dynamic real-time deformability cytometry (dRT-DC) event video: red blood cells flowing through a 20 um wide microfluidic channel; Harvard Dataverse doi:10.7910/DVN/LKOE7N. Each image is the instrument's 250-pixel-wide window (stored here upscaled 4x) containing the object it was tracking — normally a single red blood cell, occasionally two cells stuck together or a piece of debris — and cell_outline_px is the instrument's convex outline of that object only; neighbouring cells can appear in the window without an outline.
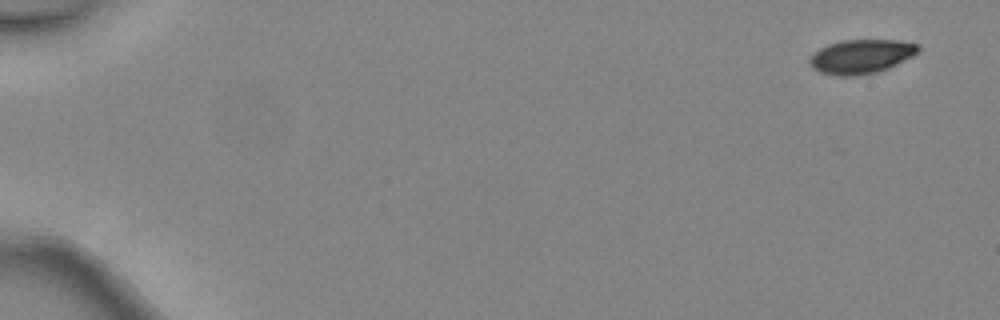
{"species": "common noctule bat (a hibernating species)", "species_latin": "Nyctalus noctula", "temperature_condition": "warm", "stored_images_in_passage": 6, "camera_frame_rate_fps": 3000, "um_per_image_px": 0.085, "animal": {"sex": "female", "body_mass_g": 24.6, "forearm_length_mm": 56.2}, "frame": {"image": 1, "passage_image": 1, "time_ms": 0.0, "image_size_px": [1000, 320], "cell_outline_px": [[920, 48], [912, 56], [888, 68], [876, 72], [856, 76], [840, 76], [820, 72], [812, 68], [808, 64], [808, 60], [812, 52], [828, 44], [840, 40], [896, 40], [920, 44]], "centroid_in_image_um": [73.14, 4.8], "position_along_channel_um": 11.9, "area_um2": 21.68}}
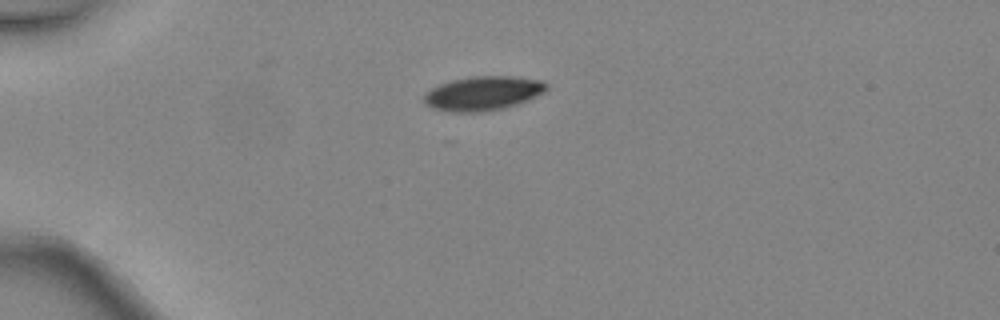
{"frame": {"image": 2, "passage_image": 4, "time_ms": 1.0, "image_size_px": [1000, 320], "cell_outline_px": [[548, 88], [544, 92], [516, 104], [504, 108], [480, 112], [452, 112], [432, 108], [424, 104], [424, 92], [440, 84], [452, 80], [472, 76], [512, 76], [544, 80], [548, 84]], "centroid_in_image_um": [41.04, 7.93], "position_along_channel_um": 44.0, "area_um2": 24.45}}
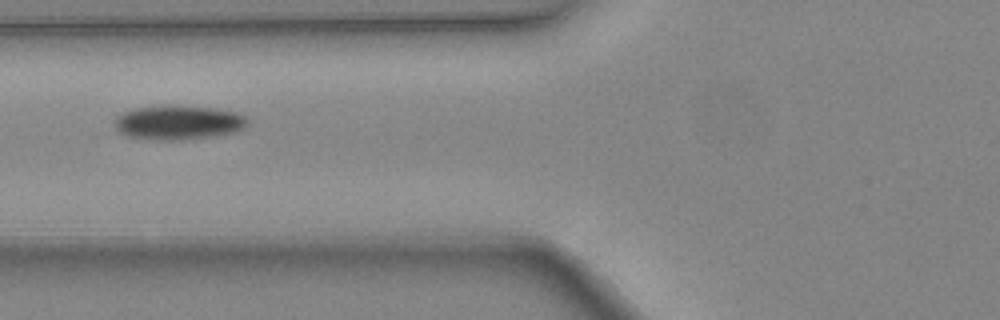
{"frame": {"image": 3, "passage_image": 6, "time_ms": 1.667, "image_size_px": [1000, 320], "cell_outline_px": [[248, 124], [244, 128], [236, 132], [212, 136], [180, 140], [152, 140], [128, 136], [116, 132], [112, 120], [116, 116], [124, 112], [136, 108], [164, 104], [176, 104], [212, 108], [240, 112], [248, 116]], "centroid_in_image_um": [15.15, 10.39], "position_along_channel_um": 110.7, "area_um2": 27.4}}